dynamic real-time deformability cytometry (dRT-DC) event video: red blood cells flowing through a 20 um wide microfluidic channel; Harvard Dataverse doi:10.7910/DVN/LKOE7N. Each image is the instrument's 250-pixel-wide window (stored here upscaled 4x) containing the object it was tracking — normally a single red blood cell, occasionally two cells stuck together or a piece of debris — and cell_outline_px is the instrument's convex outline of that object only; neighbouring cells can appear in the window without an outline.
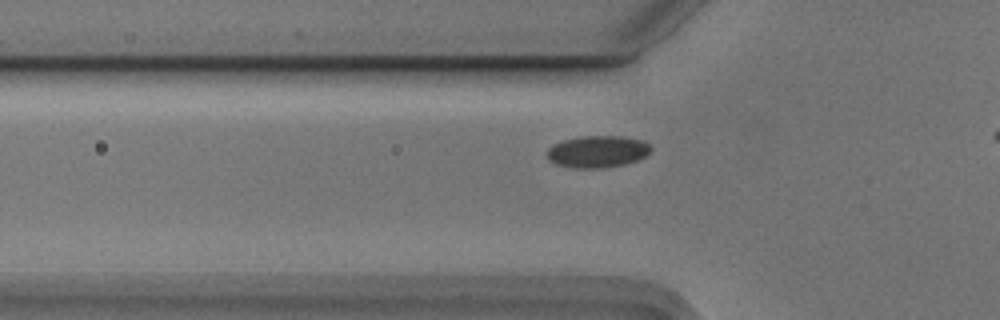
{"species": "Egyptian fruit bat (a non-hibernating species)", "species_latin": "Rousettus aegyptiacus", "temperature_condition": "cold", "stored_images_in_passage": 40, "camera_frame_rate_fps": 3000, "um_per_image_px": 0.085, "animal": {"sex": "male"}, "frame": {"image": 1, "passage_image": 10, "time_ms": 3.0, "image_size_px": [1000, 320], "cell_outline_px": [[652, 148], [644, 156], [636, 160], [624, 164], [604, 168], [572, 168], [556, 164], [548, 160], [548, 148], [552, 144], [564, 140], [580, 136], [620, 136], [640, 140], [648, 144]], "centroid_in_image_um": [50.74, 12.89], "position_along_channel_um": 75.1, "area_um2": 19.19}}
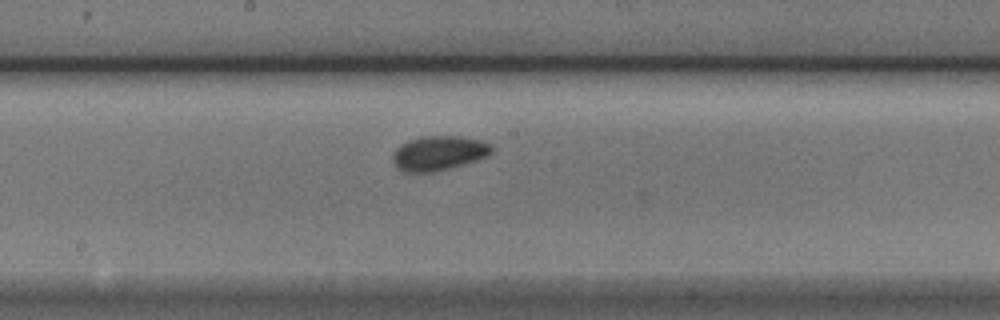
{"frame": {"image": 2, "passage_image": 21, "time_ms": 6.667, "image_size_px": [1000, 320], "cell_outline_px": [[492, 152], [476, 160], [448, 168], [432, 172], [404, 172], [396, 168], [392, 160], [392, 156], [396, 148], [400, 144], [408, 140], [424, 136], [460, 136], [484, 140], [492, 144]], "centroid_in_image_um": [37.26, 13.0], "position_along_channel_um": 210.9, "area_um2": 19.94}}
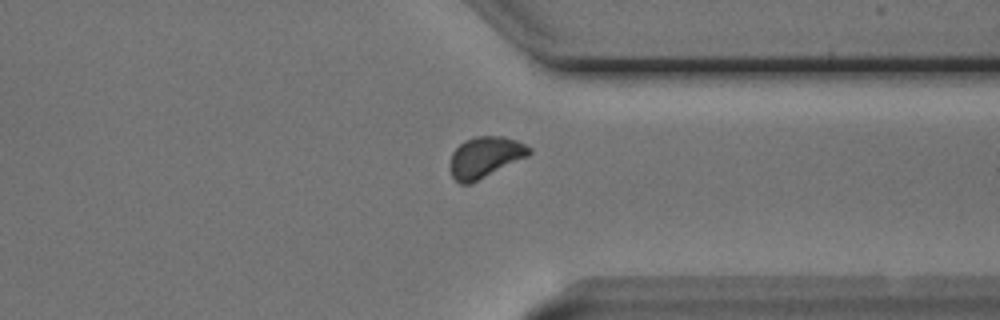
{"frame": {"image": 3, "passage_image": 34, "time_ms": 11.0, "image_size_px": [1000, 320], "cell_outline_px": [[532, 152], [528, 156], [468, 184], [460, 184], [452, 176], [448, 164], [452, 152], [464, 140], [476, 136], [504, 136], [516, 140], [532, 148]], "centroid_in_image_um": [41.21, 13.34], "position_along_channel_um": 370.2, "area_um2": 18.79}, "authors_computed_cell_mechanics": {"area_um2": 18.9584, "velocity_mm_per_s": 3.7022, "shape_relaxation_time_tau1_ms": 1.9429, "shape_relaxation_time_tau2_ms": 4.5294, "deformation_change_tau1": 0.0554, "deformation_change_tau2": 0.0749}}